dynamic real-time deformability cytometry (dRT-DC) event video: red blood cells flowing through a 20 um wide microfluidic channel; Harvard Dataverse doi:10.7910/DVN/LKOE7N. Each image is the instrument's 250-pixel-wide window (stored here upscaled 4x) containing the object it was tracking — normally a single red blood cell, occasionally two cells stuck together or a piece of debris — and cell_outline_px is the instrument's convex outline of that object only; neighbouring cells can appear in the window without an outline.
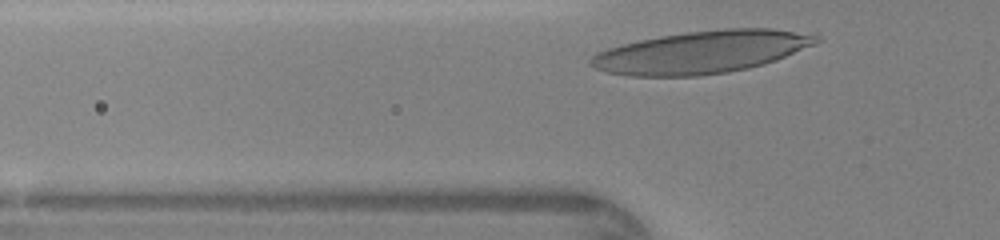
{"species": "human", "species_latin": "Homo sapiens", "temperature_condition": "warm", "stored_images_in_passage": 24, "camera_frame_rate_fps": 3000, "um_per_image_px": 0.085, "donor": {"sex": "female"}, "frame": {"image": 1, "passage_image": 2, "time_ms": 0.333, "image_size_px": [1000, 240], "cell_outline_px": [[824, 40], [816, 44], [776, 60], [764, 64], [748, 68], [728, 72], [696, 76], [628, 76], [608, 72], [596, 68], [588, 64], [588, 60], [596, 52], [620, 44], [660, 36], [688, 32], [728, 28], [772, 28], [820, 36]], "centroid_in_image_um": [59.63, 4.43], "position_along_channel_um": 66.2, "area_um2": 55.83}}
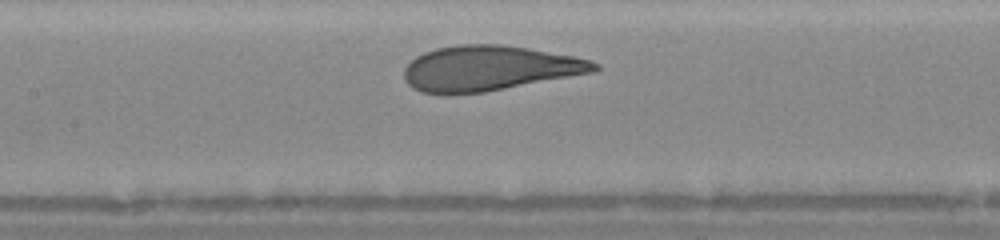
{"frame": {"image": 2, "passage_image": 9, "time_ms": 2.667, "image_size_px": [1000, 240], "cell_outline_px": [[600, 68], [592, 72], [484, 92], [420, 92], [412, 88], [404, 80], [404, 68], [416, 56], [424, 52], [436, 48], [460, 44], [500, 44], [528, 48], [572, 56], [588, 60], [600, 64]], "centroid_in_image_um": [41.55, 5.78], "position_along_channel_um": 165.8, "area_um2": 49.19}}
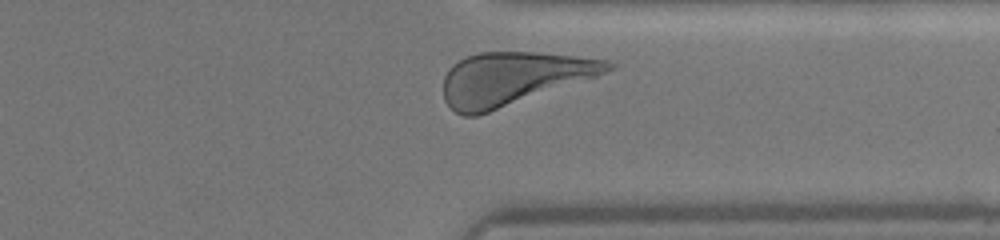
{"frame": {"image": 3, "passage_image": 23, "time_ms": 7.333, "image_size_px": [1000, 240], "cell_outline_px": [[616, 64], [608, 72], [476, 116], [464, 116], [456, 112], [444, 100], [444, 76], [448, 68], [452, 64], [468, 56], [480, 52], [536, 52], [616, 60]], "centroid_in_image_um": [43.63, 6.65], "position_along_channel_um": 367.8, "area_um2": 50.4}}